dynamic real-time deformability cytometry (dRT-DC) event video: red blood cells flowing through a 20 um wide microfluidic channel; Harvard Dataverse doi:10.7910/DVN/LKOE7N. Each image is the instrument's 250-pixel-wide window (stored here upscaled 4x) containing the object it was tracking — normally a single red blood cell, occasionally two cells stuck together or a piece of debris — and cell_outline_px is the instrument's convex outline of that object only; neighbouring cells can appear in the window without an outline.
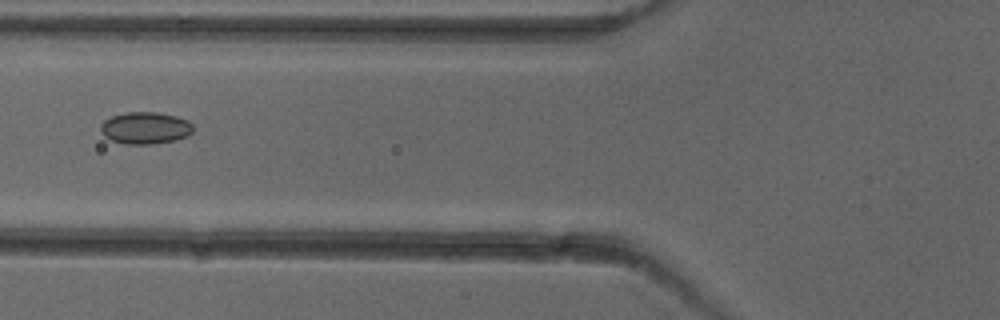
{"species": "common noctule bat (a hibernating species)", "species_latin": "Nyctalus noctula", "temperature_condition": "cold", "stored_images_in_passage": 2, "camera_frame_rate_fps": 3000, "um_per_image_px": 0.085, "animal": {"sex": "female"}, "frame": {"image": 1, "passage_image": 2, "time_ms": 1.0, "image_size_px": [1000, 320], "cell_outline_px": [[192, 132], [188, 136], [176, 140], [152, 144], [124, 144], [112, 140], [104, 136], [100, 132], [100, 124], [104, 120], [112, 116], [124, 112], [156, 112], [176, 116], [188, 120], [192, 124]], "centroid_in_image_um": [12.33, 10.88], "position_along_channel_um": 113.5, "area_um2": 17.4}}